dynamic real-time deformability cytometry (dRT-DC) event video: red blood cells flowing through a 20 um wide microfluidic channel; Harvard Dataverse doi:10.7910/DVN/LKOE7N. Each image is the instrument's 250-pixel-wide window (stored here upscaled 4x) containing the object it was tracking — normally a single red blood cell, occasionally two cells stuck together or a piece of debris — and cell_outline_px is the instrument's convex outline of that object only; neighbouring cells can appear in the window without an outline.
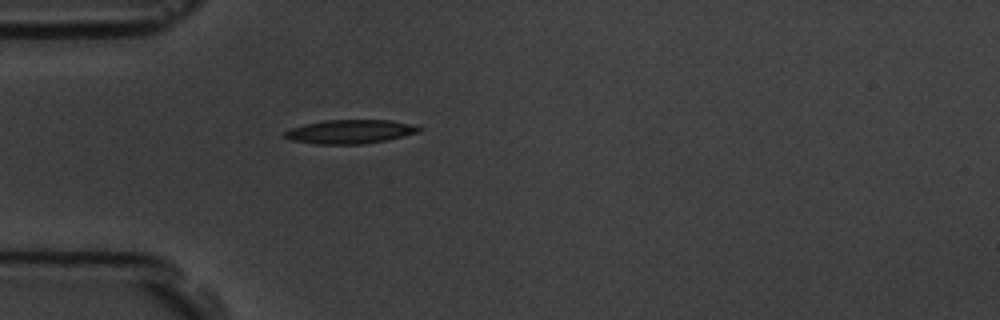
{"species": "common noctule bat (a hibernating species)", "species_latin": "Nyctalus noctula", "temperature_condition": "room temperature", "stored_images_in_passage": 1, "camera_frame_rate_fps": 3000, "um_per_image_px": 0.085, "animal": {"sex": "male", "body_mass_g": 19.5, "forearm_length_mm": 54.6}, "frame": {"image": 1, "passage_image": 1, "time_ms": 0.0, "image_size_px": [1000, 320], "cell_outline_px": [[424, 128], [420, 132], [388, 140], [364, 144], [316, 144], [292, 140], [284, 136], [284, 132], [292, 128], [304, 124], [328, 120], [392, 120]], "centroid_in_image_um": [29.79, 11.19], "position_along_channel_um": 55.2, "area_um2": 18.61}}